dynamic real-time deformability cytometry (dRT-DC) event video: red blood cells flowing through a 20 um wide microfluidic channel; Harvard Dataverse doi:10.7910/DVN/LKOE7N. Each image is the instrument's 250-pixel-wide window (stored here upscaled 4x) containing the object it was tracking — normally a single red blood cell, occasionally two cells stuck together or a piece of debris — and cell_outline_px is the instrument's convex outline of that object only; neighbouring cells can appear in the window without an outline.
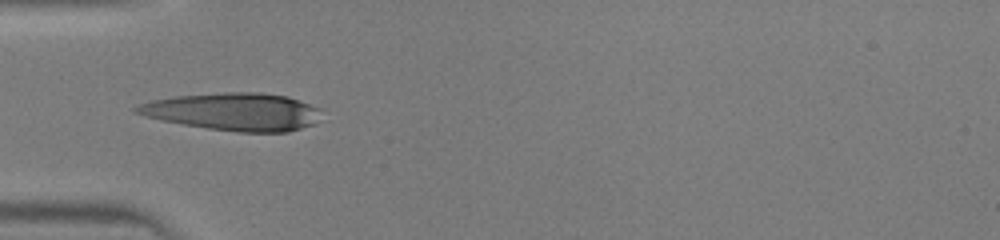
{"species": "human", "species_latin": "Homo sapiens", "temperature_condition": "warm", "stored_images_in_passage": 18, "camera_frame_rate_fps": 3000, "um_per_image_px": 0.085, "donor": {"sex": "male"}, "frame": {"image": 1, "passage_image": 1, "time_ms": 0.0, "image_size_px": [1000, 240], "cell_outline_px": [[328, 120], [316, 124], [288, 132], [236, 132], [208, 128], [184, 124], [164, 120], [132, 112], [132, 108], [140, 104], [152, 100], [176, 96], [224, 92], [260, 92], [288, 96], [320, 108]], "centroid_in_image_um": [20.0, 9.5], "position_along_channel_um": 65.0, "area_um2": 40.98}}
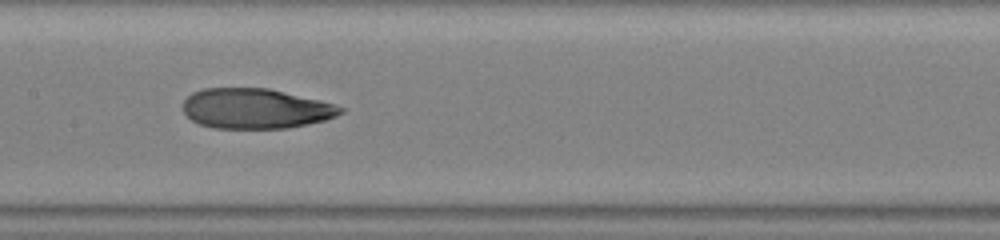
{"frame": {"image": 2, "passage_image": 9, "time_ms": 2.667, "image_size_px": [1000, 240], "cell_outline_px": [[344, 112], [336, 116], [324, 120], [308, 124], [288, 128], [216, 128], [200, 124], [192, 120], [184, 112], [184, 100], [192, 92], [204, 88], [268, 88], [320, 100], [336, 104], [344, 108]], "centroid_in_image_um": [21.75, 9.22], "position_along_channel_um": 185.7, "area_um2": 36.76}}
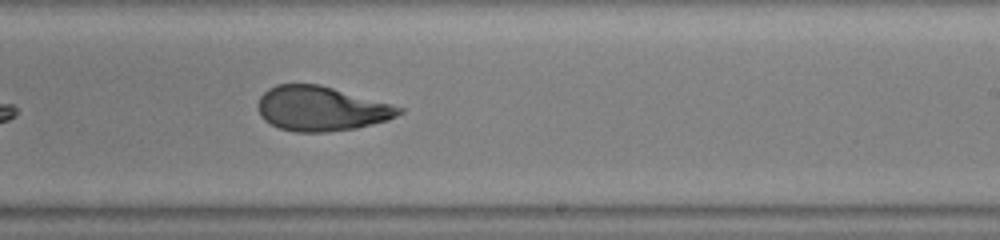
{"frame": {"image": 3, "passage_image": 14, "time_ms": 4.333, "image_size_px": [1000, 240], "cell_outline_px": [[404, 112], [388, 120], [356, 128], [324, 132], [296, 132], [280, 128], [264, 120], [260, 116], [256, 108], [256, 104], [260, 96], [268, 88], [276, 84], [320, 84], [392, 104], [404, 108]], "centroid_in_image_um": [27.28, 9.22], "position_along_channel_um": 261.7, "area_um2": 36.88}}